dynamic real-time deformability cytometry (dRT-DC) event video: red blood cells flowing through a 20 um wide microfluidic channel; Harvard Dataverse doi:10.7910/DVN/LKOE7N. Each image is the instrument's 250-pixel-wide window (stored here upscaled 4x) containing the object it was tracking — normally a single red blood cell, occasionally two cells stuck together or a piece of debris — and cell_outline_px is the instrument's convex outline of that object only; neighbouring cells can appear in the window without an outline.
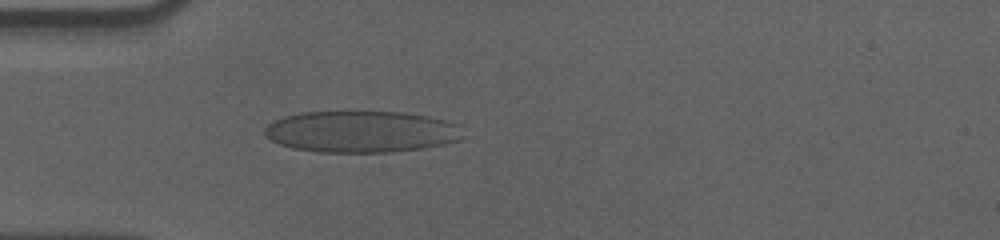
{"species": "human", "species_latin": "Homo sapiens", "temperature_condition": "cold", "stored_images_in_passage": 45, "camera_frame_rate_fps": 3000, "um_per_image_px": 0.085, "donor": {"sex": "male"}, "frame": {"image": 1, "passage_image": 5, "time_ms": 1.333, "image_size_px": [1000, 240], "cell_outline_px": [[460, 140], [444, 144], [424, 148], [392, 152], [316, 152], [292, 148], [280, 144], [264, 136], [264, 128], [272, 120], [284, 116], [300, 112], [404, 112], [428, 116], [460, 124]], "centroid_in_image_um": [30.67, 11.19], "position_along_channel_um": 54.3, "area_um2": 48.26}}
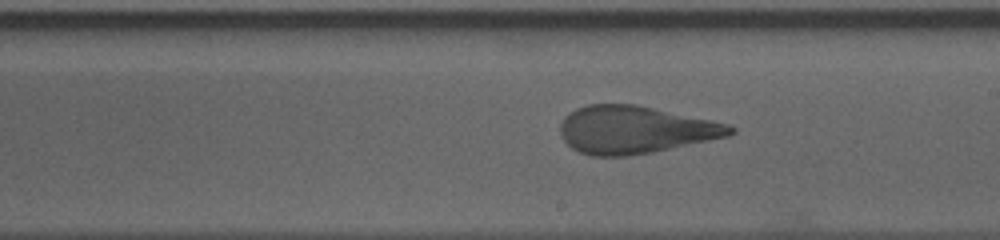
{"frame": {"image": 2, "passage_image": 21, "time_ms": 6.667, "image_size_px": [1000, 240], "cell_outline_px": [[736, 132], [728, 136], [652, 152], [628, 156], [592, 156], [580, 152], [572, 148], [560, 136], [560, 124], [564, 116], [568, 112], [576, 108], [588, 104], [636, 104], [728, 124], [736, 128]], "centroid_in_image_um": [53.93, 11.02], "position_along_channel_um": 235.1, "area_um2": 46.99}}
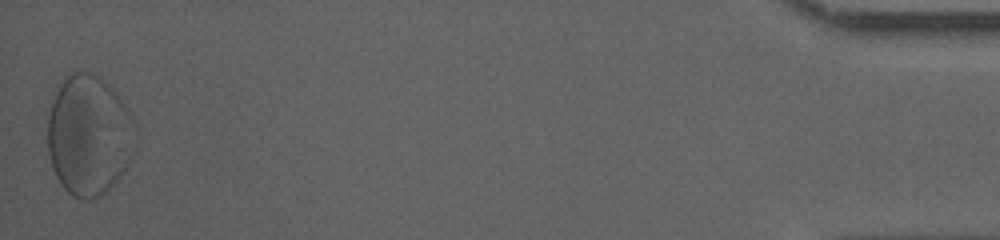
{"frame": {"image": 3, "passage_image": 45, "time_ms": 14.667, "image_size_px": [1000, 240], "cell_outline_px": [[132, 116], [128, 160], [120, 176], [104, 192], [96, 196], [80, 200], [72, 196], [60, 184], [52, 168], [48, 152], [48, 116], [56, 84], [68, 72], [88, 72], [100, 76], [116, 92], [128, 108]], "centroid_in_image_um": [7.45, 11.43], "position_along_channel_um": 427.7, "area_um2": 60.81}, "authors_computed_cell_mechanics": {"area_um2": 47.2226, "velocity_mm_per_s": 3.5454, "shape_relaxation_time_tau1_ms": null, "shape_relaxation_time_tau2_ms": 0.7802, "deformation_change_tau1": null, "deformation_change_tau2": 0.0569}}